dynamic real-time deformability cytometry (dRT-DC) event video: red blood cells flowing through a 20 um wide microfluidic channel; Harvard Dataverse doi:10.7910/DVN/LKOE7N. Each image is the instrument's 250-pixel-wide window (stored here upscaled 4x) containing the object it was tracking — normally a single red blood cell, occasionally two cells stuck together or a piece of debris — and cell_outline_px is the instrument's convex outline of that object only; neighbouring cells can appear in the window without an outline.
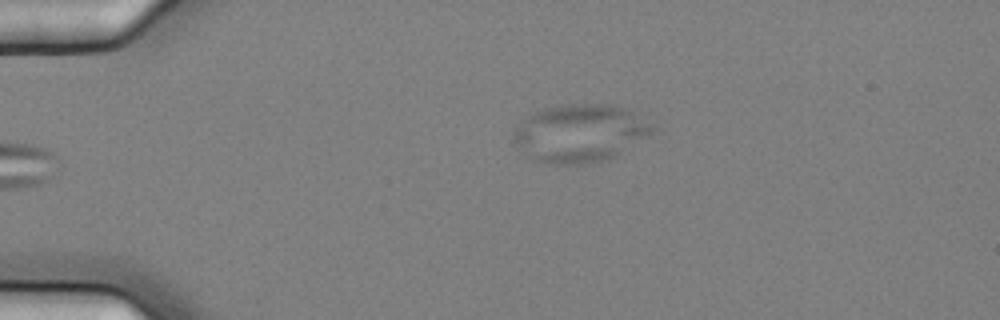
{"species": "common noctule bat (a hibernating species)", "species_latin": "Nyctalus noctula", "temperature_condition": "cold", "stored_images_in_passage": 2, "camera_frame_rate_fps": 3000, "um_per_image_px": 0.085, "animal": {"sex": "female", "body_mass_g": 25.1}, "frame": {"image": 1, "passage_image": 2, "time_ms": 0.333, "image_size_px": [1000, 320], "cell_outline_px": [[656, 128], [652, 132], [608, 160], [580, 164], [548, 164], [532, 160], [520, 148], [512, 136], [512, 132], [524, 116], [532, 112], [556, 104], [616, 104], [632, 112]], "centroid_in_image_um": [49.21, 11.3], "position_along_channel_um": 35.8, "area_um2": 46.7}}